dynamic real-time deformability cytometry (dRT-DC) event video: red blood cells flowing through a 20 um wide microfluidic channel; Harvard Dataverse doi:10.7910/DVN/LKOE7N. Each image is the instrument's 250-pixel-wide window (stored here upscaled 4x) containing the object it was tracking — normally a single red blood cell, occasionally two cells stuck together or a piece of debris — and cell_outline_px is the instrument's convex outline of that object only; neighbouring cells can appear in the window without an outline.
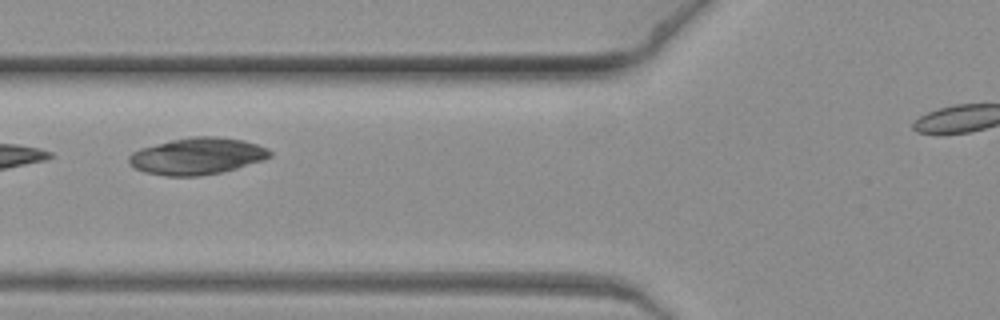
{"species": "common noctule bat (a hibernating species)", "species_latin": "Nyctalus noctula", "temperature_condition": "warm", "stored_images_in_passage": 13, "camera_frame_rate_fps": 3000, "um_per_image_px": 0.085, "animal": {"sex": "female", "body_mass_g": 19.3, "forearm_length_mm": 54.1}, "frame": {"image": 1, "passage_image": 3, "time_ms": 0.667, "image_size_px": [1000, 320], "cell_outline_px": [[272, 156], [264, 160], [236, 168], [220, 172], [196, 176], [168, 176], [144, 172], [136, 168], [128, 160], [128, 156], [132, 152], [140, 148], [188, 136], [216, 136], [244, 140], [268, 148], [272, 152]], "centroid_in_image_um": [16.78, 13.26], "position_along_channel_um": 109.0, "area_um2": 30.11}}